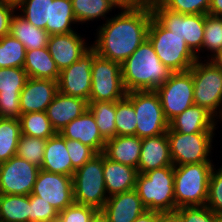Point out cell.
<instances>
[{
    "label": "cell",
    "mask_w": 222,
    "mask_h": 222,
    "mask_svg": "<svg viewBox=\"0 0 222 222\" xmlns=\"http://www.w3.org/2000/svg\"><path fill=\"white\" fill-rule=\"evenodd\" d=\"M95 31L92 49L99 56L122 64L147 39L153 17L149 7L120 10Z\"/></svg>",
    "instance_id": "1"
},
{
    "label": "cell",
    "mask_w": 222,
    "mask_h": 222,
    "mask_svg": "<svg viewBox=\"0 0 222 222\" xmlns=\"http://www.w3.org/2000/svg\"><path fill=\"white\" fill-rule=\"evenodd\" d=\"M121 71L126 92L156 90L172 73L158 58L148 39L121 64Z\"/></svg>",
    "instance_id": "2"
},
{
    "label": "cell",
    "mask_w": 222,
    "mask_h": 222,
    "mask_svg": "<svg viewBox=\"0 0 222 222\" xmlns=\"http://www.w3.org/2000/svg\"><path fill=\"white\" fill-rule=\"evenodd\" d=\"M215 162L174 166V195L176 209L205 206L210 174Z\"/></svg>",
    "instance_id": "3"
},
{
    "label": "cell",
    "mask_w": 222,
    "mask_h": 222,
    "mask_svg": "<svg viewBox=\"0 0 222 222\" xmlns=\"http://www.w3.org/2000/svg\"><path fill=\"white\" fill-rule=\"evenodd\" d=\"M135 190L147 211H176L174 166L138 173Z\"/></svg>",
    "instance_id": "4"
},
{
    "label": "cell",
    "mask_w": 222,
    "mask_h": 222,
    "mask_svg": "<svg viewBox=\"0 0 222 222\" xmlns=\"http://www.w3.org/2000/svg\"><path fill=\"white\" fill-rule=\"evenodd\" d=\"M147 39L161 62L172 72L187 71L197 61V56L187 46L184 38L166 29L154 16Z\"/></svg>",
    "instance_id": "5"
},
{
    "label": "cell",
    "mask_w": 222,
    "mask_h": 222,
    "mask_svg": "<svg viewBox=\"0 0 222 222\" xmlns=\"http://www.w3.org/2000/svg\"><path fill=\"white\" fill-rule=\"evenodd\" d=\"M194 104L205 108L216 119L222 117V68L209 59H197L191 67Z\"/></svg>",
    "instance_id": "6"
},
{
    "label": "cell",
    "mask_w": 222,
    "mask_h": 222,
    "mask_svg": "<svg viewBox=\"0 0 222 222\" xmlns=\"http://www.w3.org/2000/svg\"><path fill=\"white\" fill-rule=\"evenodd\" d=\"M74 202L102 210L108 195L103 177V154L95 155L73 175Z\"/></svg>",
    "instance_id": "7"
},
{
    "label": "cell",
    "mask_w": 222,
    "mask_h": 222,
    "mask_svg": "<svg viewBox=\"0 0 222 222\" xmlns=\"http://www.w3.org/2000/svg\"><path fill=\"white\" fill-rule=\"evenodd\" d=\"M126 97L132 102L136 113V136L140 139L162 135L169 129L161 100L155 90L131 91Z\"/></svg>",
    "instance_id": "8"
},
{
    "label": "cell",
    "mask_w": 222,
    "mask_h": 222,
    "mask_svg": "<svg viewBox=\"0 0 222 222\" xmlns=\"http://www.w3.org/2000/svg\"><path fill=\"white\" fill-rule=\"evenodd\" d=\"M153 16L173 34L184 38L187 46L197 56L202 55L203 35L205 27L204 14H181L165 8L160 2L151 8Z\"/></svg>",
    "instance_id": "9"
},
{
    "label": "cell",
    "mask_w": 222,
    "mask_h": 222,
    "mask_svg": "<svg viewBox=\"0 0 222 222\" xmlns=\"http://www.w3.org/2000/svg\"><path fill=\"white\" fill-rule=\"evenodd\" d=\"M215 134V132L183 134L169 128L167 139L173 165L213 162L211 151Z\"/></svg>",
    "instance_id": "10"
},
{
    "label": "cell",
    "mask_w": 222,
    "mask_h": 222,
    "mask_svg": "<svg viewBox=\"0 0 222 222\" xmlns=\"http://www.w3.org/2000/svg\"><path fill=\"white\" fill-rule=\"evenodd\" d=\"M89 101L116 102L126 96L121 64L98 54L93 58Z\"/></svg>",
    "instance_id": "11"
},
{
    "label": "cell",
    "mask_w": 222,
    "mask_h": 222,
    "mask_svg": "<svg viewBox=\"0 0 222 222\" xmlns=\"http://www.w3.org/2000/svg\"><path fill=\"white\" fill-rule=\"evenodd\" d=\"M161 100L168 121L194 105V86L191 68L183 72H172L169 79L155 90Z\"/></svg>",
    "instance_id": "12"
},
{
    "label": "cell",
    "mask_w": 222,
    "mask_h": 222,
    "mask_svg": "<svg viewBox=\"0 0 222 222\" xmlns=\"http://www.w3.org/2000/svg\"><path fill=\"white\" fill-rule=\"evenodd\" d=\"M39 170L17 155L0 163V194L30 195Z\"/></svg>",
    "instance_id": "13"
},
{
    "label": "cell",
    "mask_w": 222,
    "mask_h": 222,
    "mask_svg": "<svg viewBox=\"0 0 222 222\" xmlns=\"http://www.w3.org/2000/svg\"><path fill=\"white\" fill-rule=\"evenodd\" d=\"M31 194L41 197L60 212L74 203L73 178L40 169Z\"/></svg>",
    "instance_id": "14"
},
{
    "label": "cell",
    "mask_w": 222,
    "mask_h": 222,
    "mask_svg": "<svg viewBox=\"0 0 222 222\" xmlns=\"http://www.w3.org/2000/svg\"><path fill=\"white\" fill-rule=\"evenodd\" d=\"M96 55V52L91 48L75 63L60 72L58 80L60 93L82 98L89 102L92 83L91 69L93 58Z\"/></svg>",
    "instance_id": "15"
},
{
    "label": "cell",
    "mask_w": 222,
    "mask_h": 222,
    "mask_svg": "<svg viewBox=\"0 0 222 222\" xmlns=\"http://www.w3.org/2000/svg\"><path fill=\"white\" fill-rule=\"evenodd\" d=\"M28 78L23 68H0V118H20V93Z\"/></svg>",
    "instance_id": "16"
},
{
    "label": "cell",
    "mask_w": 222,
    "mask_h": 222,
    "mask_svg": "<svg viewBox=\"0 0 222 222\" xmlns=\"http://www.w3.org/2000/svg\"><path fill=\"white\" fill-rule=\"evenodd\" d=\"M80 35L81 33L75 31L49 36L47 48L60 72L92 48L91 43H87L86 37L83 38V35Z\"/></svg>",
    "instance_id": "17"
},
{
    "label": "cell",
    "mask_w": 222,
    "mask_h": 222,
    "mask_svg": "<svg viewBox=\"0 0 222 222\" xmlns=\"http://www.w3.org/2000/svg\"><path fill=\"white\" fill-rule=\"evenodd\" d=\"M58 92V81L28 78L20 93L21 114L46 111Z\"/></svg>",
    "instance_id": "18"
},
{
    "label": "cell",
    "mask_w": 222,
    "mask_h": 222,
    "mask_svg": "<svg viewBox=\"0 0 222 222\" xmlns=\"http://www.w3.org/2000/svg\"><path fill=\"white\" fill-rule=\"evenodd\" d=\"M102 210L110 222H133L147 211L135 189L109 196Z\"/></svg>",
    "instance_id": "19"
},
{
    "label": "cell",
    "mask_w": 222,
    "mask_h": 222,
    "mask_svg": "<svg viewBox=\"0 0 222 222\" xmlns=\"http://www.w3.org/2000/svg\"><path fill=\"white\" fill-rule=\"evenodd\" d=\"M88 104L87 100L58 92L46 109L47 117L56 133L84 114L88 110Z\"/></svg>",
    "instance_id": "20"
},
{
    "label": "cell",
    "mask_w": 222,
    "mask_h": 222,
    "mask_svg": "<svg viewBox=\"0 0 222 222\" xmlns=\"http://www.w3.org/2000/svg\"><path fill=\"white\" fill-rule=\"evenodd\" d=\"M59 134L70 140H79L91 147L97 154L102 153L106 140L99 133L98 126L92 113L87 110L81 116L67 124Z\"/></svg>",
    "instance_id": "21"
},
{
    "label": "cell",
    "mask_w": 222,
    "mask_h": 222,
    "mask_svg": "<svg viewBox=\"0 0 222 222\" xmlns=\"http://www.w3.org/2000/svg\"><path fill=\"white\" fill-rule=\"evenodd\" d=\"M165 166H174L171 159L167 132L162 135L141 139L138 173L144 174L150 170Z\"/></svg>",
    "instance_id": "22"
},
{
    "label": "cell",
    "mask_w": 222,
    "mask_h": 222,
    "mask_svg": "<svg viewBox=\"0 0 222 222\" xmlns=\"http://www.w3.org/2000/svg\"><path fill=\"white\" fill-rule=\"evenodd\" d=\"M217 125L218 120L210 112L195 104L169 121L171 130L183 134L214 132Z\"/></svg>",
    "instance_id": "23"
},
{
    "label": "cell",
    "mask_w": 222,
    "mask_h": 222,
    "mask_svg": "<svg viewBox=\"0 0 222 222\" xmlns=\"http://www.w3.org/2000/svg\"><path fill=\"white\" fill-rule=\"evenodd\" d=\"M137 176L136 168L114 162L103 155V177L108 197L135 189Z\"/></svg>",
    "instance_id": "24"
},
{
    "label": "cell",
    "mask_w": 222,
    "mask_h": 222,
    "mask_svg": "<svg viewBox=\"0 0 222 222\" xmlns=\"http://www.w3.org/2000/svg\"><path fill=\"white\" fill-rule=\"evenodd\" d=\"M141 153V139L136 135L115 136L106 140L102 154L118 163L138 170Z\"/></svg>",
    "instance_id": "25"
},
{
    "label": "cell",
    "mask_w": 222,
    "mask_h": 222,
    "mask_svg": "<svg viewBox=\"0 0 222 222\" xmlns=\"http://www.w3.org/2000/svg\"><path fill=\"white\" fill-rule=\"evenodd\" d=\"M40 169L73 177L75 170L66 147V138L56 133L47 139Z\"/></svg>",
    "instance_id": "26"
},
{
    "label": "cell",
    "mask_w": 222,
    "mask_h": 222,
    "mask_svg": "<svg viewBox=\"0 0 222 222\" xmlns=\"http://www.w3.org/2000/svg\"><path fill=\"white\" fill-rule=\"evenodd\" d=\"M23 69L29 78L58 81L60 76L56 62L53 60L47 47L26 50Z\"/></svg>",
    "instance_id": "27"
},
{
    "label": "cell",
    "mask_w": 222,
    "mask_h": 222,
    "mask_svg": "<svg viewBox=\"0 0 222 222\" xmlns=\"http://www.w3.org/2000/svg\"><path fill=\"white\" fill-rule=\"evenodd\" d=\"M10 34L22 42L26 50L47 47L49 34L29 23L17 11L11 19Z\"/></svg>",
    "instance_id": "28"
},
{
    "label": "cell",
    "mask_w": 222,
    "mask_h": 222,
    "mask_svg": "<svg viewBox=\"0 0 222 222\" xmlns=\"http://www.w3.org/2000/svg\"><path fill=\"white\" fill-rule=\"evenodd\" d=\"M77 21L73 12L71 0L51 1L50 25H46L49 35L67 34L75 32L73 27Z\"/></svg>",
    "instance_id": "29"
},
{
    "label": "cell",
    "mask_w": 222,
    "mask_h": 222,
    "mask_svg": "<svg viewBox=\"0 0 222 222\" xmlns=\"http://www.w3.org/2000/svg\"><path fill=\"white\" fill-rule=\"evenodd\" d=\"M30 195L0 194V222H29Z\"/></svg>",
    "instance_id": "30"
},
{
    "label": "cell",
    "mask_w": 222,
    "mask_h": 222,
    "mask_svg": "<svg viewBox=\"0 0 222 222\" xmlns=\"http://www.w3.org/2000/svg\"><path fill=\"white\" fill-rule=\"evenodd\" d=\"M88 110L94 116L99 133L105 140L116 136V102L89 101Z\"/></svg>",
    "instance_id": "31"
},
{
    "label": "cell",
    "mask_w": 222,
    "mask_h": 222,
    "mask_svg": "<svg viewBox=\"0 0 222 222\" xmlns=\"http://www.w3.org/2000/svg\"><path fill=\"white\" fill-rule=\"evenodd\" d=\"M77 23L94 22L101 18L103 22L109 19L106 15L114 9L107 0H71ZM94 20V21H93Z\"/></svg>",
    "instance_id": "32"
},
{
    "label": "cell",
    "mask_w": 222,
    "mask_h": 222,
    "mask_svg": "<svg viewBox=\"0 0 222 222\" xmlns=\"http://www.w3.org/2000/svg\"><path fill=\"white\" fill-rule=\"evenodd\" d=\"M51 1L53 0H19L17 12L35 27L44 29L50 25Z\"/></svg>",
    "instance_id": "33"
},
{
    "label": "cell",
    "mask_w": 222,
    "mask_h": 222,
    "mask_svg": "<svg viewBox=\"0 0 222 222\" xmlns=\"http://www.w3.org/2000/svg\"><path fill=\"white\" fill-rule=\"evenodd\" d=\"M20 136L19 119L0 118V163L16 155Z\"/></svg>",
    "instance_id": "34"
},
{
    "label": "cell",
    "mask_w": 222,
    "mask_h": 222,
    "mask_svg": "<svg viewBox=\"0 0 222 222\" xmlns=\"http://www.w3.org/2000/svg\"><path fill=\"white\" fill-rule=\"evenodd\" d=\"M21 134L41 139H48L56 134L46 111L21 114Z\"/></svg>",
    "instance_id": "35"
},
{
    "label": "cell",
    "mask_w": 222,
    "mask_h": 222,
    "mask_svg": "<svg viewBox=\"0 0 222 222\" xmlns=\"http://www.w3.org/2000/svg\"><path fill=\"white\" fill-rule=\"evenodd\" d=\"M26 48L21 41L7 34L0 39V68L24 67Z\"/></svg>",
    "instance_id": "36"
},
{
    "label": "cell",
    "mask_w": 222,
    "mask_h": 222,
    "mask_svg": "<svg viewBox=\"0 0 222 222\" xmlns=\"http://www.w3.org/2000/svg\"><path fill=\"white\" fill-rule=\"evenodd\" d=\"M136 113L132 102L125 96L116 101V136L136 135Z\"/></svg>",
    "instance_id": "37"
},
{
    "label": "cell",
    "mask_w": 222,
    "mask_h": 222,
    "mask_svg": "<svg viewBox=\"0 0 222 222\" xmlns=\"http://www.w3.org/2000/svg\"><path fill=\"white\" fill-rule=\"evenodd\" d=\"M220 49H222V17L206 14L202 52L207 51L208 54L204 59H210Z\"/></svg>",
    "instance_id": "38"
},
{
    "label": "cell",
    "mask_w": 222,
    "mask_h": 222,
    "mask_svg": "<svg viewBox=\"0 0 222 222\" xmlns=\"http://www.w3.org/2000/svg\"><path fill=\"white\" fill-rule=\"evenodd\" d=\"M47 139L34 138L21 134L16 155L41 167Z\"/></svg>",
    "instance_id": "39"
},
{
    "label": "cell",
    "mask_w": 222,
    "mask_h": 222,
    "mask_svg": "<svg viewBox=\"0 0 222 222\" xmlns=\"http://www.w3.org/2000/svg\"><path fill=\"white\" fill-rule=\"evenodd\" d=\"M217 167L215 164L210 174L206 206L220 215L222 214V164Z\"/></svg>",
    "instance_id": "40"
},
{
    "label": "cell",
    "mask_w": 222,
    "mask_h": 222,
    "mask_svg": "<svg viewBox=\"0 0 222 222\" xmlns=\"http://www.w3.org/2000/svg\"><path fill=\"white\" fill-rule=\"evenodd\" d=\"M211 0H161L167 9L181 14H208Z\"/></svg>",
    "instance_id": "41"
},
{
    "label": "cell",
    "mask_w": 222,
    "mask_h": 222,
    "mask_svg": "<svg viewBox=\"0 0 222 222\" xmlns=\"http://www.w3.org/2000/svg\"><path fill=\"white\" fill-rule=\"evenodd\" d=\"M58 211L41 197L30 194L29 222H52L58 217Z\"/></svg>",
    "instance_id": "42"
},
{
    "label": "cell",
    "mask_w": 222,
    "mask_h": 222,
    "mask_svg": "<svg viewBox=\"0 0 222 222\" xmlns=\"http://www.w3.org/2000/svg\"><path fill=\"white\" fill-rule=\"evenodd\" d=\"M66 147L74 170L79 169L97 155L91 147L82 144L79 140H70L66 138Z\"/></svg>",
    "instance_id": "43"
},
{
    "label": "cell",
    "mask_w": 222,
    "mask_h": 222,
    "mask_svg": "<svg viewBox=\"0 0 222 222\" xmlns=\"http://www.w3.org/2000/svg\"><path fill=\"white\" fill-rule=\"evenodd\" d=\"M97 209L78 203H73L69 207L58 213V217L63 222H90Z\"/></svg>",
    "instance_id": "44"
},
{
    "label": "cell",
    "mask_w": 222,
    "mask_h": 222,
    "mask_svg": "<svg viewBox=\"0 0 222 222\" xmlns=\"http://www.w3.org/2000/svg\"><path fill=\"white\" fill-rule=\"evenodd\" d=\"M183 222H217V214L205 206L181 207L176 209Z\"/></svg>",
    "instance_id": "45"
},
{
    "label": "cell",
    "mask_w": 222,
    "mask_h": 222,
    "mask_svg": "<svg viewBox=\"0 0 222 222\" xmlns=\"http://www.w3.org/2000/svg\"><path fill=\"white\" fill-rule=\"evenodd\" d=\"M16 11V4L0 1V39L10 34L11 19Z\"/></svg>",
    "instance_id": "46"
},
{
    "label": "cell",
    "mask_w": 222,
    "mask_h": 222,
    "mask_svg": "<svg viewBox=\"0 0 222 222\" xmlns=\"http://www.w3.org/2000/svg\"><path fill=\"white\" fill-rule=\"evenodd\" d=\"M118 10H132L140 7L134 0H107Z\"/></svg>",
    "instance_id": "47"
},
{
    "label": "cell",
    "mask_w": 222,
    "mask_h": 222,
    "mask_svg": "<svg viewBox=\"0 0 222 222\" xmlns=\"http://www.w3.org/2000/svg\"><path fill=\"white\" fill-rule=\"evenodd\" d=\"M158 222H183L177 211L158 212Z\"/></svg>",
    "instance_id": "48"
},
{
    "label": "cell",
    "mask_w": 222,
    "mask_h": 222,
    "mask_svg": "<svg viewBox=\"0 0 222 222\" xmlns=\"http://www.w3.org/2000/svg\"><path fill=\"white\" fill-rule=\"evenodd\" d=\"M208 14L222 17V0H211Z\"/></svg>",
    "instance_id": "49"
},
{
    "label": "cell",
    "mask_w": 222,
    "mask_h": 222,
    "mask_svg": "<svg viewBox=\"0 0 222 222\" xmlns=\"http://www.w3.org/2000/svg\"><path fill=\"white\" fill-rule=\"evenodd\" d=\"M133 222H158V212L146 211L144 214L137 217Z\"/></svg>",
    "instance_id": "50"
},
{
    "label": "cell",
    "mask_w": 222,
    "mask_h": 222,
    "mask_svg": "<svg viewBox=\"0 0 222 222\" xmlns=\"http://www.w3.org/2000/svg\"><path fill=\"white\" fill-rule=\"evenodd\" d=\"M90 222H110L103 210H97Z\"/></svg>",
    "instance_id": "51"
},
{
    "label": "cell",
    "mask_w": 222,
    "mask_h": 222,
    "mask_svg": "<svg viewBox=\"0 0 222 222\" xmlns=\"http://www.w3.org/2000/svg\"><path fill=\"white\" fill-rule=\"evenodd\" d=\"M140 7L152 8L157 5L161 0H134Z\"/></svg>",
    "instance_id": "52"
},
{
    "label": "cell",
    "mask_w": 222,
    "mask_h": 222,
    "mask_svg": "<svg viewBox=\"0 0 222 222\" xmlns=\"http://www.w3.org/2000/svg\"><path fill=\"white\" fill-rule=\"evenodd\" d=\"M209 60H211L219 68H222V49L214 54Z\"/></svg>",
    "instance_id": "53"
},
{
    "label": "cell",
    "mask_w": 222,
    "mask_h": 222,
    "mask_svg": "<svg viewBox=\"0 0 222 222\" xmlns=\"http://www.w3.org/2000/svg\"><path fill=\"white\" fill-rule=\"evenodd\" d=\"M0 1H7V2L14 3V4H17L19 2V0H0Z\"/></svg>",
    "instance_id": "54"
},
{
    "label": "cell",
    "mask_w": 222,
    "mask_h": 222,
    "mask_svg": "<svg viewBox=\"0 0 222 222\" xmlns=\"http://www.w3.org/2000/svg\"><path fill=\"white\" fill-rule=\"evenodd\" d=\"M217 222H222V214L217 215Z\"/></svg>",
    "instance_id": "55"
},
{
    "label": "cell",
    "mask_w": 222,
    "mask_h": 222,
    "mask_svg": "<svg viewBox=\"0 0 222 222\" xmlns=\"http://www.w3.org/2000/svg\"><path fill=\"white\" fill-rule=\"evenodd\" d=\"M52 222H63L59 217H57L56 219H54Z\"/></svg>",
    "instance_id": "56"
},
{
    "label": "cell",
    "mask_w": 222,
    "mask_h": 222,
    "mask_svg": "<svg viewBox=\"0 0 222 222\" xmlns=\"http://www.w3.org/2000/svg\"><path fill=\"white\" fill-rule=\"evenodd\" d=\"M219 121H220V122H219ZM218 122H219V123H221V122H222V117H221V118L218 120ZM221 125H222V124H221Z\"/></svg>",
    "instance_id": "57"
}]
</instances>
